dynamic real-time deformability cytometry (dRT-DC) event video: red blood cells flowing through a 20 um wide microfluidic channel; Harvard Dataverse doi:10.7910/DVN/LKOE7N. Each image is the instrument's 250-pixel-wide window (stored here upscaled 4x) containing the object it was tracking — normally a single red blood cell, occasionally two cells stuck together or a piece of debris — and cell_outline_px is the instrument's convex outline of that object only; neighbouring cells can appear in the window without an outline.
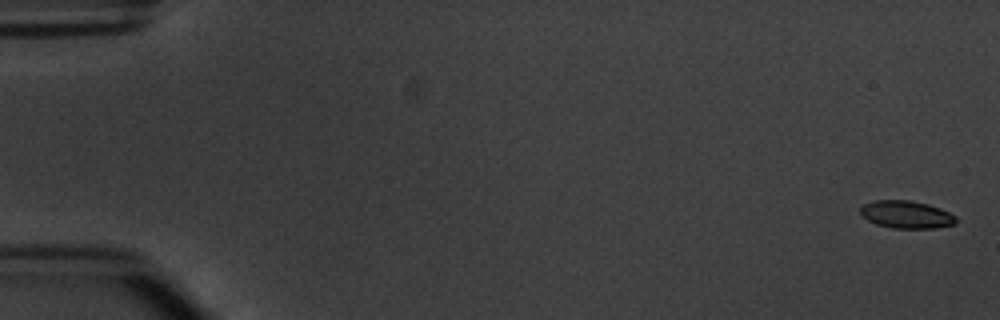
{"species": "common noctule bat (a hibernating species)", "species_latin": "Nyctalus noctula", "temperature_condition": "warm", "stored_images_in_passage": 5, "camera_frame_rate_fps": 3000, "um_per_image_px": 0.085, "animal": {"sex": "male", "body_mass_g": 20.1, "forearm_length_mm": 53.5}, "frame": {"image": 1, "passage_image": 1, "time_ms": 0.0, "image_size_px": [1000, 320], "cell_outline_px": [[956, 224], [936, 228], [892, 228], [876, 224], [868, 220], [860, 212], [860, 208], [864, 204], [872, 200], [908, 200], [928, 204], [940, 208], [956, 216]], "centroid_in_image_um": [77.05, 18.23], "position_along_channel_um": 8.0, "area_um2": 15.37}}
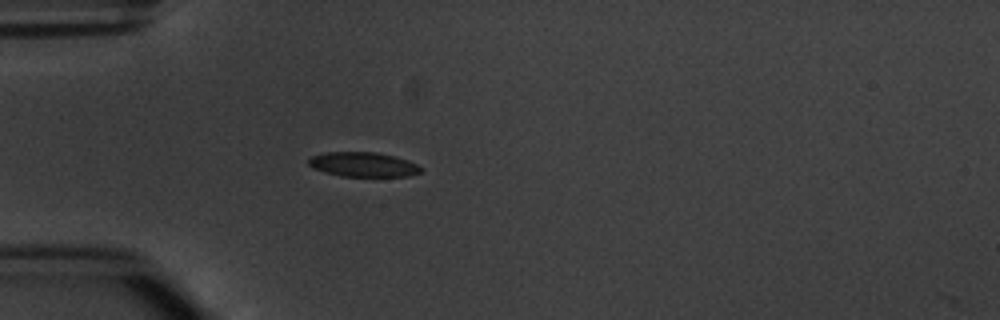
{"frame": {"image": 2, "passage_image": 5, "time_ms": 5.0, "image_size_px": [1000, 320], "cell_outline_px": [[424, 168], [420, 172], [408, 176], [340, 176], [324, 172], [312, 168], [308, 164], [308, 160], [312, 156], [324, 152], [376, 152], [392, 156], [416, 164]], "centroid_in_image_um": [30.82, 13.98], "position_along_channel_um": 54.2, "area_um2": 15.95}}